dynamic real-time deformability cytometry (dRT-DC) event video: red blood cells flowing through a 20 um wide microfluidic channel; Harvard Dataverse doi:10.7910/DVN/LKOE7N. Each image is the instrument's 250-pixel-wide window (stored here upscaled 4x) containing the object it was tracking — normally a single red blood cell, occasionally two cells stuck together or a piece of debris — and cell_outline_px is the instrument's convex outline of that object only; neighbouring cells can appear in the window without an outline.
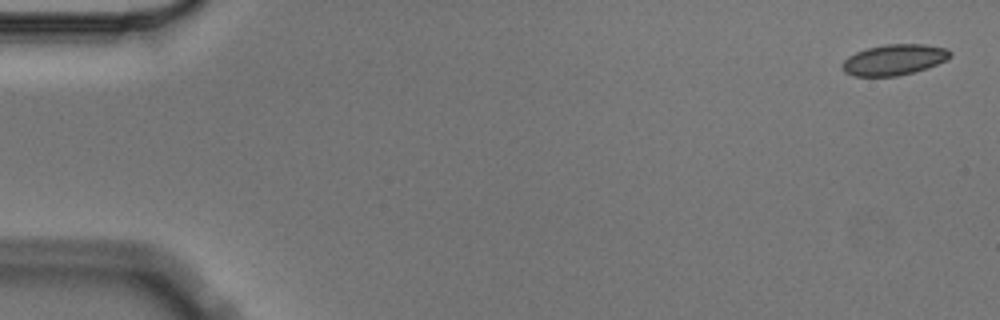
{"species": "Egyptian fruit bat (a non-hibernating species)", "species_latin": "Rousettus aegyptiacus", "temperature_condition": "cold", "stored_images_in_passage": 4, "camera_frame_rate_fps": 3000, "um_per_image_px": 0.085, "animal": {"sex": "male"}, "frame": {"image": 1, "passage_image": 1, "time_ms": 0.0, "image_size_px": [1000, 320], "cell_outline_px": [[952, 56], [936, 64], [912, 72], [896, 76], [852, 76], [844, 72], [840, 68], [840, 64], [848, 56], [856, 52], [868, 48], [884, 44], [924, 44], [948, 48], [952, 52]], "centroid_in_image_um": [75.96, 5.07], "position_along_channel_um": 9.0, "area_um2": 19.36}}
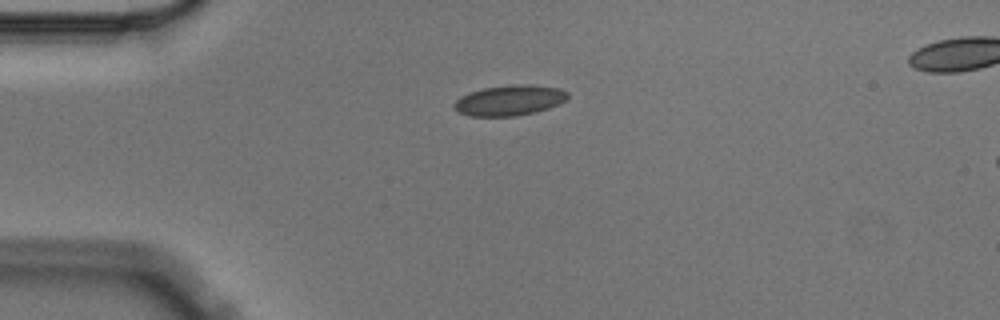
{"frame": {"image": 2, "passage_image": 2, "time_ms": 0.333, "image_size_px": [1000, 320], "cell_outline_px": [[568, 96], [564, 100], [548, 108], [536, 112], [516, 116], [468, 116], [460, 112], [452, 104], [460, 96], [484, 88], [516, 84], [528, 84], [560, 88], [568, 92]], "centroid_in_image_um": [43.31, 8.53], "position_along_channel_um": 41.7, "area_um2": 19.94}}